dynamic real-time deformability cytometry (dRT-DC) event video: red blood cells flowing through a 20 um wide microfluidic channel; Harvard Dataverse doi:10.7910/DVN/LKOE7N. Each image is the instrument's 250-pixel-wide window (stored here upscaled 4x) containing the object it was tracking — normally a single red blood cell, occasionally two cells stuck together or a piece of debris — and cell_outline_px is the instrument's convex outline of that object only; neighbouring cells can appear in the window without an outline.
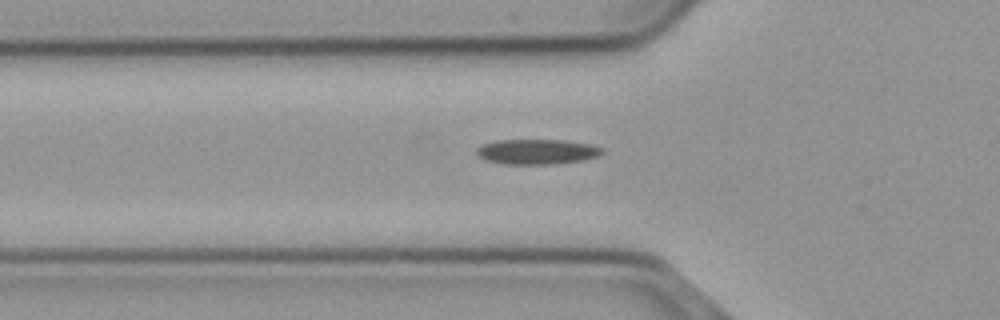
{"species": "common noctule bat (a hibernating species)", "species_latin": "Nyctalus noctula", "temperature_condition": "cold", "stored_images_in_passage": 40, "camera_frame_rate_fps": 3000, "um_per_image_px": 0.085, "animal": {"sex": "male", "body_mass_g": 23.1, "forearm_length_mm": 52.7}, "frame": {"image": 1, "passage_image": 7, "time_ms": 2.0, "image_size_px": [1000, 320], "cell_outline_px": [[604, 152], [596, 156], [584, 160], [556, 164], [504, 164], [484, 160], [476, 152], [476, 148], [484, 144], [496, 140], [564, 140], [588, 144], [604, 148]], "centroid_in_image_um": [45.64, 12.9], "position_along_channel_um": 80.2, "area_um2": 18.38}}
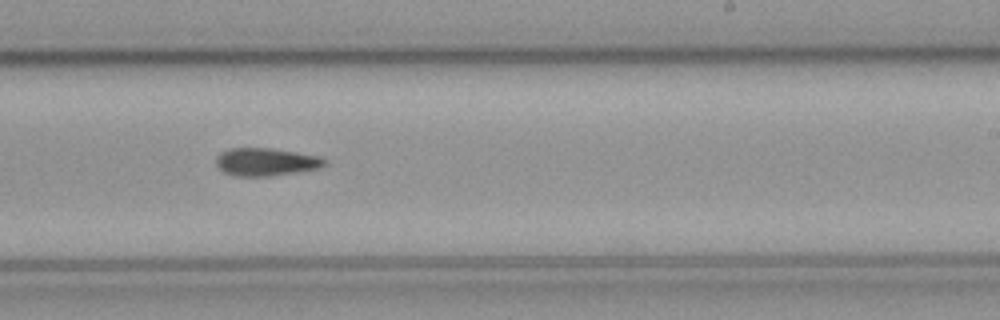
{"frame": {"image": 2, "passage_image": 22, "time_ms": 7.0, "image_size_px": [1000, 320], "cell_outline_px": [[328, 164], [320, 168], [296, 172], [268, 176], [236, 176], [224, 172], [216, 164], [216, 156], [220, 152], [228, 148], [268, 148], [296, 152], [316, 156], [328, 160]], "centroid_in_image_um": [22.6, 13.76], "position_along_channel_um": 266.4, "area_um2": 17.57}}
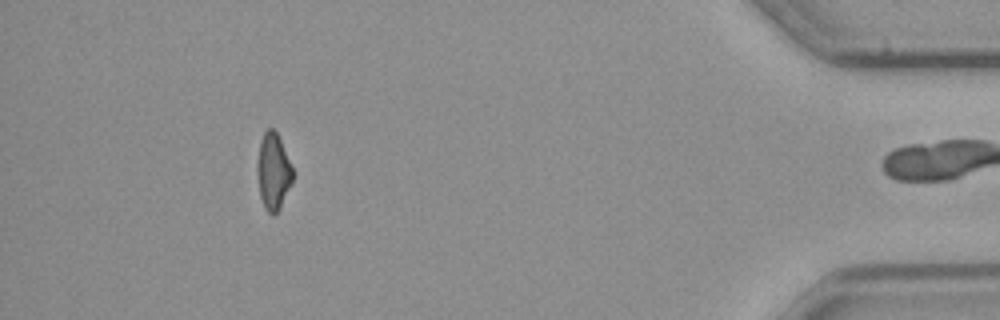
{"frame": {"image": 3, "passage_image": 39, "time_ms": 12.667, "image_size_px": [1000, 320], "cell_outline_px": [[292, 180], [280, 208], [272, 216], [264, 208], [260, 196], [256, 172], [256, 168], [260, 140], [264, 132], [268, 128], [272, 128], [276, 132], [280, 140], [292, 168]], "centroid_in_image_um": [23.19, 14.58], "position_along_channel_um": 412.0, "area_um2": 15.61}}